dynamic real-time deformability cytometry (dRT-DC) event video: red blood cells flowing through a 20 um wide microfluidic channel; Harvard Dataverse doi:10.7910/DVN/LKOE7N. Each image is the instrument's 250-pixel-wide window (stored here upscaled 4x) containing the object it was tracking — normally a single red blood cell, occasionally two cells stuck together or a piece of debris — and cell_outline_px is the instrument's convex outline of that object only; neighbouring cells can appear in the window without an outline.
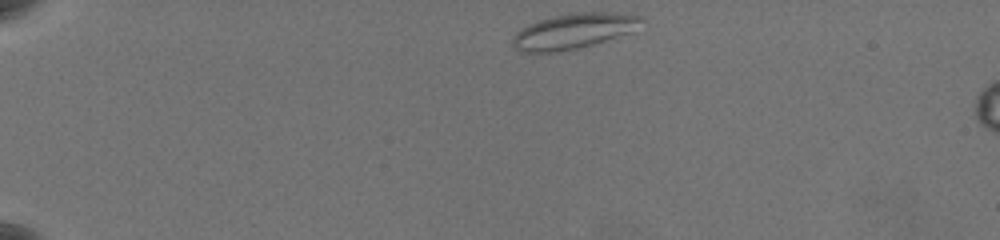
{"species": "common noctule bat (a hibernating species)", "species_latin": "Nyctalus noctula", "temperature_condition": "warm", "stored_images_in_passage": 48, "camera_frame_rate_fps": 3000, "um_per_image_px": 0.085, "animal": {"sex": "female", "body_mass_g": 19.5, "forearm_length_mm": 54.1}, "frame": {"image": 1, "passage_image": 1, "time_ms": 0.0, "image_size_px": [1000, 240], "cell_outline_px": [[648, 20], [628, 32], [592, 44], [576, 48], [556, 52], [520, 52], [512, 44], [512, 36], [520, 28], [528, 24], [540, 20], [556, 16], [580, 12], [608, 12], [644, 16]], "centroid_in_image_um": [48.73, 2.63], "position_along_channel_um": 36.3, "area_um2": 26.13}}
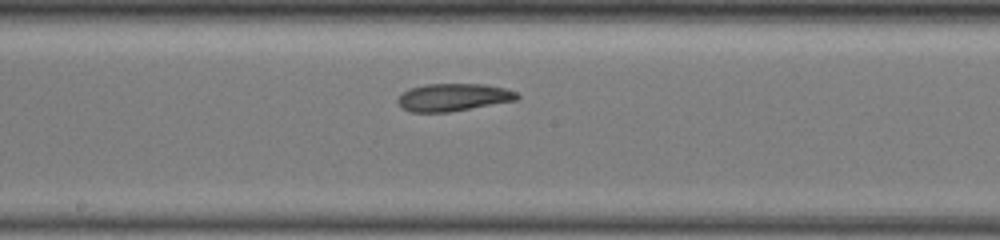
{"frame": {"image": 2, "passage_image": 23, "time_ms": 7.333, "image_size_px": [1000, 240], "cell_outline_px": [[520, 96], [516, 100], [448, 112], [412, 112], [404, 108], [396, 100], [408, 88], [424, 84], [484, 84], [504, 88], [516, 92]], "centroid_in_image_um": [38.52, 8.26], "position_along_channel_um": 209.7, "area_um2": 18.96}}
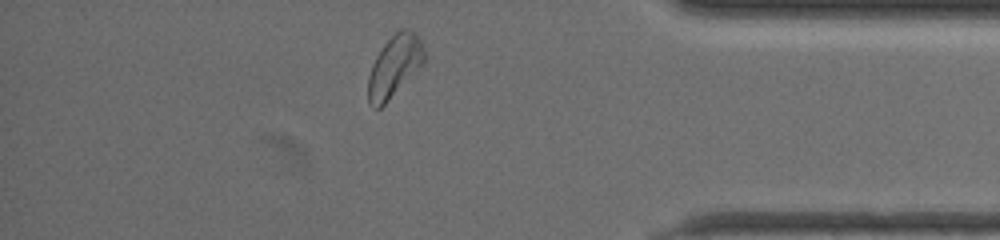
{"frame": {"image": 3, "passage_image": 41, "time_ms": 13.333, "image_size_px": [1000, 240], "cell_outline_px": [[428, 56], [424, 64], [380, 108], [372, 108], [368, 104], [368, 76], [372, 64], [376, 56], [384, 44], [400, 28], [408, 28], [416, 32]], "centroid_in_image_um": [33.56, 5.61], "position_along_channel_um": 401.6, "area_um2": 20.4}, "authors_computed_cell_mechanics": {"area_um2": 20.3745, "velocity_mm_per_s": 3.5397, "shape_relaxation_time_tau1_ms": 4.7219, "shape_relaxation_time_tau2_ms": 3.0794, "deformation_change_tau1": 0.1272, "deformation_change_tau2": 0.092}}